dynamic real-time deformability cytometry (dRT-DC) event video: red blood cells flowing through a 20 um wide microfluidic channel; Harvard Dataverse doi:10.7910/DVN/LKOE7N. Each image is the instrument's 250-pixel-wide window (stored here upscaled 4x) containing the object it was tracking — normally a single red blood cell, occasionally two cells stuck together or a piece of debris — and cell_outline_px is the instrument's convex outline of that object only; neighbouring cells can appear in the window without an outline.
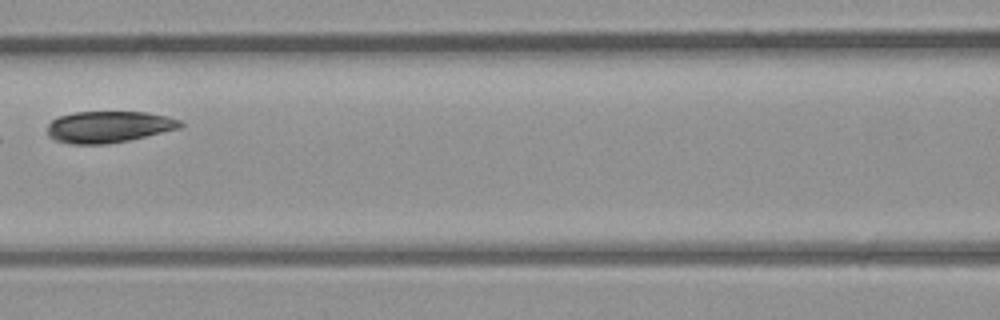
{"species": "common noctule bat (a hibernating species)", "species_latin": "Nyctalus noctula", "temperature_condition": "room temperature", "stored_images_in_passage": 5, "segment_of_instrument_passage": [1, 2], "camera_frame_rate_fps": 3000, "um_per_image_px": 0.085, "animal": {"sex": "male", "body_mass_g": 23.1, "forearm_length_mm": 52.7}, "frame": {"image": 1, "passage_image": 4, "time_ms": 3.667, "image_size_px": [1000, 320], "cell_outline_px": [[184, 124], [180, 128], [128, 140], [108, 144], [72, 144], [52, 140], [48, 136], [48, 124], [52, 120], [60, 116], [76, 112], [148, 112], [168, 116], [180, 120]], "centroid_in_image_um": [9.23, 10.78], "position_along_channel_um": 157.4, "area_um2": 24.45}}